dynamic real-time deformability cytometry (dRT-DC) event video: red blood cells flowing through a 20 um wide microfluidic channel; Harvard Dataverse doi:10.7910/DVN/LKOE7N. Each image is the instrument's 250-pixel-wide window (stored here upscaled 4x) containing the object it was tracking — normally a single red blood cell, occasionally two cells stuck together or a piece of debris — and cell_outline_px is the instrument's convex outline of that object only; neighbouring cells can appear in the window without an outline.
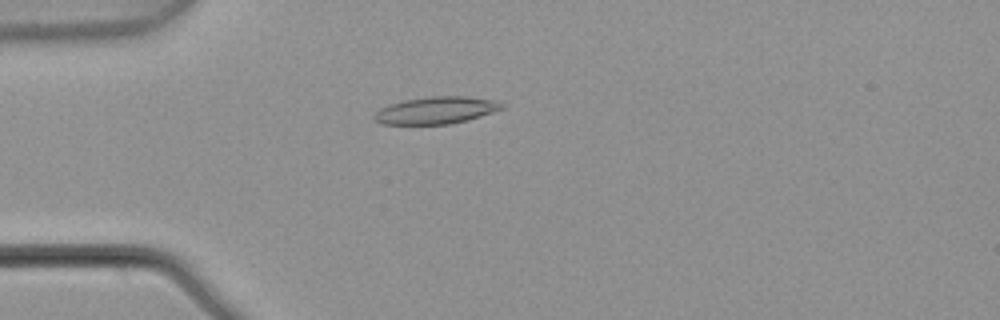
{"species": "common noctule bat (a hibernating species)", "species_latin": "Nyctalus noctula", "temperature_condition": "warm", "stored_images_in_passage": 4, "camera_frame_rate_fps": 3000, "um_per_image_px": 0.085, "animal": {"sex": "male", "body_mass_g": 21.5, "forearm_length_mm": 52.0}, "frame": {"image": 1, "passage_image": 4, "time_ms": 1.0, "image_size_px": [1000, 320], "cell_outline_px": [[504, 108], [468, 120], [452, 124], [380, 124], [372, 116], [380, 108], [404, 100], [432, 96], [468, 96], [496, 100], [504, 104]], "centroid_in_image_um": [37.09, 9.37], "position_along_channel_um": 47.9, "area_um2": 20.17}}